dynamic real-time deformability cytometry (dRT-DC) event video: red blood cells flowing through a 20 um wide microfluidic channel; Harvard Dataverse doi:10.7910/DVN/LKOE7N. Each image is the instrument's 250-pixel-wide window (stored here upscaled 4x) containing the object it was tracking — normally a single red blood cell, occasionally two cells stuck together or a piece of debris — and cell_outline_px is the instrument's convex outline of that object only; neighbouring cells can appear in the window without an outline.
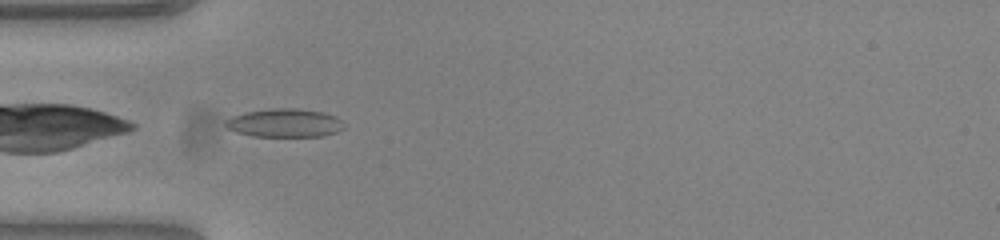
{"species": "common noctule bat (a hibernating species)", "species_latin": "Nyctalus noctula", "temperature_condition": "warm", "stored_images_in_passage": 38, "camera_frame_rate_fps": 3000, "um_per_image_px": 0.085, "animal": {"sex": "female", "body_mass_g": 23.0, "forearm_length_mm": 53.4}, "frame": {"image": 1, "passage_image": 1, "time_ms": 0.0, "image_size_px": [1000, 240], "cell_outline_px": [[344, 128], [336, 132], [324, 136], [252, 136], [236, 132], [228, 128], [224, 124], [224, 120], [232, 116], [244, 112], [272, 108], [296, 108], [324, 112], [336, 116], [340, 120]], "centroid_in_image_um": [24.17, 10.44], "position_along_channel_um": 60.8, "area_um2": 19.71}}
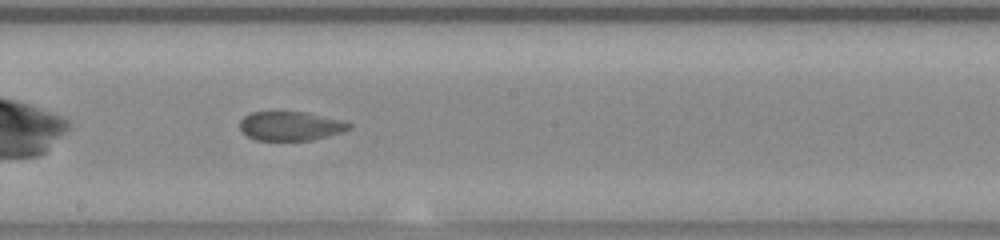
{"frame": {"image": 2, "passage_image": 14, "time_ms": 4.333, "image_size_px": [1000, 240], "cell_outline_px": [[352, 128], [328, 136], [312, 140], [256, 140], [248, 136], [240, 128], [240, 120], [244, 116], [252, 112], [308, 112], [340, 120], [352, 124]], "centroid_in_image_um": [24.7, 10.71], "position_along_channel_um": 223.5, "area_um2": 18.38}}
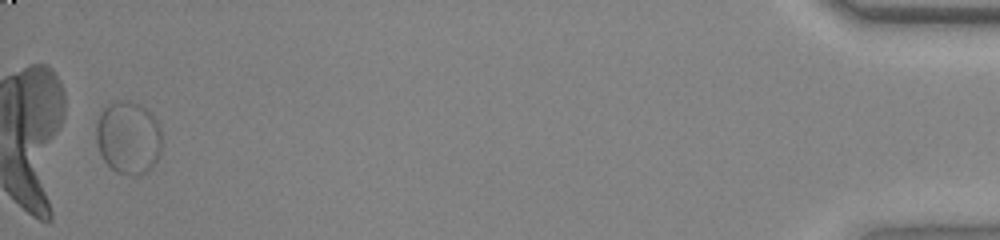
{"frame": {"image": 3, "passage_image": 37, "time_ms": 12.0, "image_size_px": [1000, 240], "cell_outline_px": [[160, 152], [156, 160], [144, 172], [132, 176], [128, 176], [116, 172], [104, 160], [100, 152], [96, 140], [96, 124], [100, 112], [108, 104], [116, 100], [128, 100], [144, 108], [156, 120], [160, 128]], "centroid_in_image_um": [10.87, 11.68], "position_along_channel_um": 424.3, "area_um2": 27.57}, "authors_computed_cell_mechanics": {"area_um2": 19.363, "velocity_mm_per_s": 3.7989, "shape_relaxation_time_tau1_ms": null, "shape_relaxation_time_tau2_ms": 0.8036, "deformation_change_tau1": null, "deformation_change_tau2": 0.0553}}